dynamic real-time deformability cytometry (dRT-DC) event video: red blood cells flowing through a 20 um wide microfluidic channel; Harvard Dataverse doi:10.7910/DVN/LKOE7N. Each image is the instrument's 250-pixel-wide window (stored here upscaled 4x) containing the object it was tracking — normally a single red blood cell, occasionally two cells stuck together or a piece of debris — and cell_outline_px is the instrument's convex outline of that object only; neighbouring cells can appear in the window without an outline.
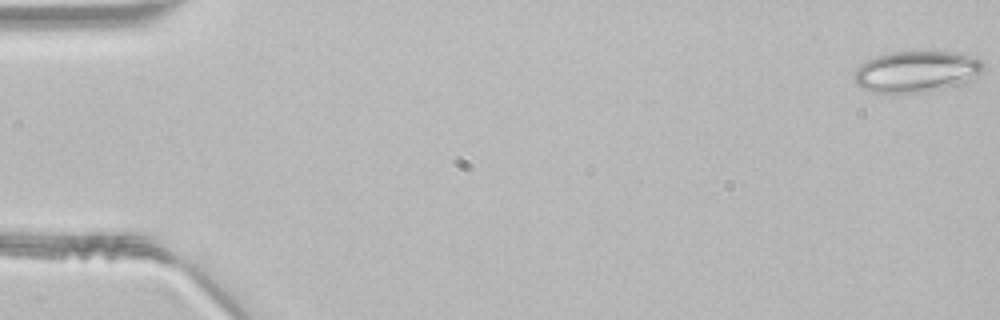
{"species": "common noctule bat (a hibernating species)", "species_latin": "Nyctalus noctula", "temperature_condition": "room temperature", "stored_images_in_passage": 15, "camera_frame_rate_fps": 3000, "um_per_image_px": 0.085, "animal": {"sex": "male", "body_mass_g": 21.5, "forearm_length_mm": 52.0}, "frame": {"image": 1, "passage_image": 1, "time_ms": 0.0, "image_size_px": [1000, 320], "cell_outline_px": [[984, 68], [968, 84], [924, 92], [892, 96], [872, 92], [860, 88], [856, 84], [852, 76], [856, 68], [860, 64], [876, 56], [892, 52], [920, 48], [968, 52], [984, 60]], "centroid_in_image_um": [77.95, 6.06], "position_along_channel_um": 7.0, "area_um2": 33.58}}